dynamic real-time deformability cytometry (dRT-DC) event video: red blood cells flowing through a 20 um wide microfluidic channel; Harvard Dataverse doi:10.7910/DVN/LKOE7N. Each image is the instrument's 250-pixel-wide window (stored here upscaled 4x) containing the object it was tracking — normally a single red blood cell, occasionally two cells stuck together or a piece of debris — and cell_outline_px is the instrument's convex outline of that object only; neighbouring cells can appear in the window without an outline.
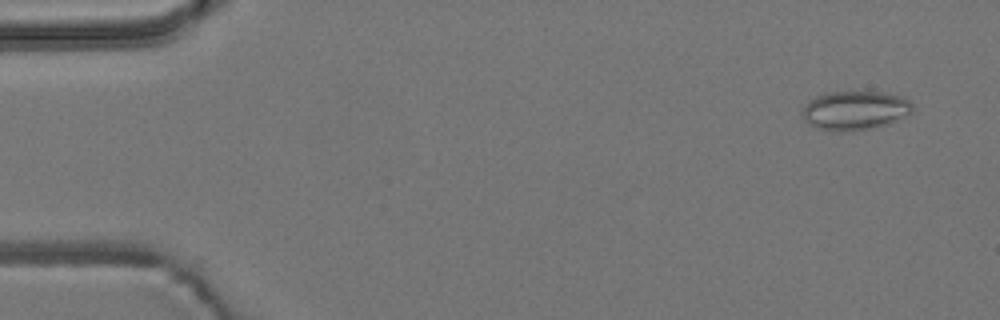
{"species": "common noctule bat (a hibernating species)", "species_latin": "Nyctalus noctula", "temperature_condition": "room temperature", "stored_images_in_passage": 8, "camera_frame_rate_fps": 3000, "um_per_image_px": 0.085, "animal": {"sex": "male", "body_mass_g": 19.2, "forearm_length_mm": 51.8}, "frame": {"image": 1, "passage_image": 1, "time_ms": 0.0, "image_size_px": [1000, 320], "cell_outline_px": [[912, 112], [888, 124], [872, 128], [852, 132], [832, 132], [808, 124], [804, 120], [800, 112], [808, 100], [816, 96], [828, 92], [884, 92], [900, 96], [908, 100], [912, 104]], "centroid_in_image_um": [72.62, 9.4], "position_along_channel_um": 12.4, "area_um2": 25.32}}
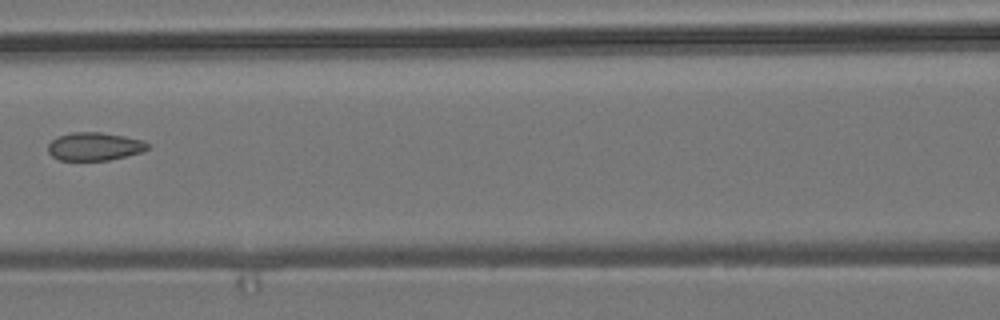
{"frame": {"image": 2, "passage_image": 7, "time_ms": 7.0, "image_size_px": [1000, 320], "cell_outline_px": [[148, 148], [140, 152], [108, 160], [60, 160], [52, 156], [48, 152], [48, 144], [52, 140], [60, 136], [72, 132], [100, 132], [124, 136], [144, 140], [148, 144]], "centroid_in_image_um": [8.01, 12.44], "position_along_channel_um": 158.6, "area_um2": 16.13}}
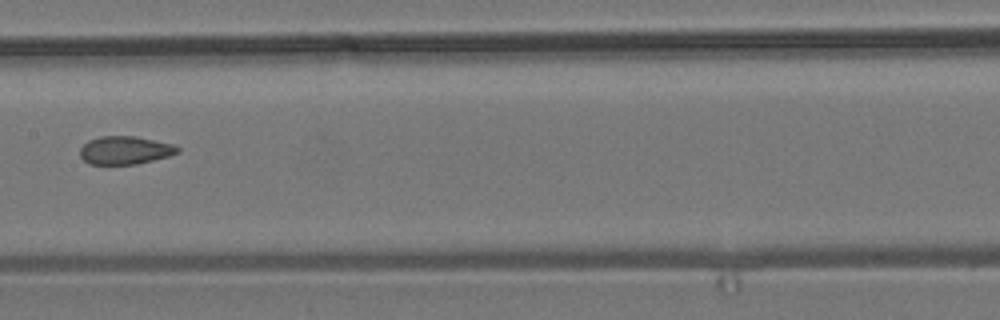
{"frame": {"image": 3, "passage_image": 8, "time_ms": 8.0, "image_size_px": [1000, 320], "cell_outline_px": [[180, 152], [168, 156], [136, 164], [88, 164], [80, 156], [80, 148], [88, 140], [100, 136], [136, 136], [172, 144], [180, 148]], "centroid_in_image_um": [10.61, 12.76], "position_along_channel_um": 196.8, "area_um2": 15.95}}